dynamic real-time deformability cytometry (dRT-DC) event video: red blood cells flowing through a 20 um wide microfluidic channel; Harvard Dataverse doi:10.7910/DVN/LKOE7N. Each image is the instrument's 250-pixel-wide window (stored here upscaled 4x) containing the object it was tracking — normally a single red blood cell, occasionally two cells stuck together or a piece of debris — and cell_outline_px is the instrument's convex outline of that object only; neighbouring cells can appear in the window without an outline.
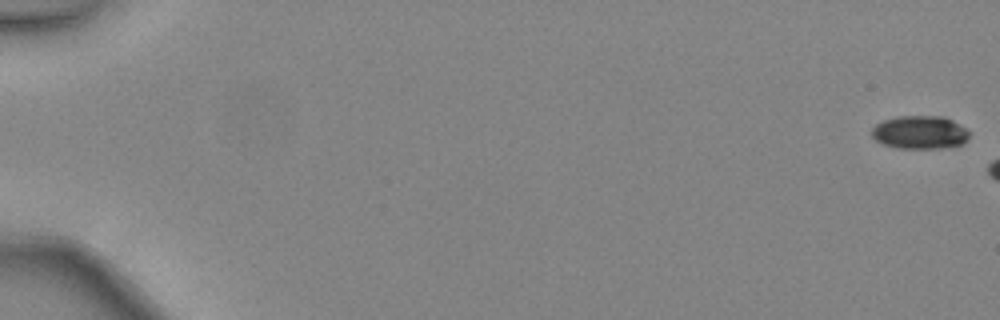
{"species": "common noctule bat (a hibernating species)", "species_latin": "Nyctalus noctula", "temperature_condition": "warm", "stored_images_in_passage": 6, "camera_frame_rate_fps": 3000, "um_per_image_px": 0.085, "animal": {"sex": "female", "body_mass_g": 24.6, "forearm_length_mm": 56.2}, "frame": {"image": 1, "passage_image": 1, "time_ms": 0.0, "image_size_px": [1000, 320], "cell_outline_px": [[968, 140], [964, 144], [944, 148], [896, 148], [884, 144], [876, 140], [872, 136], [872, 128], [876, 124], [884, 120], [896, 116], [944, 116], [968, 128]], "centroid_in_image_um": [78.22, 11.25], "position_along_channel_um": 6.8, "area_um2": 19.07}}